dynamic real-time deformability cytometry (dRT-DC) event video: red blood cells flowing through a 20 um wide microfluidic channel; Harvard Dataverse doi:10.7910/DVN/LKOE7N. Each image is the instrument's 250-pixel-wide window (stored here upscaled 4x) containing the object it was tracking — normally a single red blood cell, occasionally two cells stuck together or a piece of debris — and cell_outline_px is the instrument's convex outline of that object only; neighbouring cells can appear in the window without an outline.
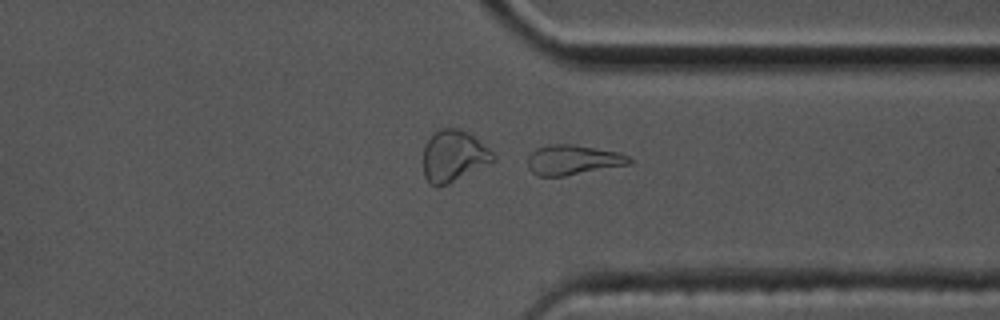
{"species": "common noctule bat (a hibernating species)", "species_latin": "Nyctalus noctula", "temperature_condition": "cold", "stored_images_in_passage": 56, "segment_of_instrument_passage": [2, 2], "camera_frame_rate_fps": 3000, "um_per_image_px": 0.085, "animal": {"sex": "male", "body_mass_g": 17.5, "forearm_length_mm": 52.3}, "frame": {"image": 1, "passage_image": 43, "time_ms": 14.0, "image_size_px": [1000, 320], "cell_outline_px": [[632, 164], [564, 176], [536, 176], [528, 168], [528, 156], [536, 148], [548, 144], [572, 144], [620, 152], [632, 156]], "centroid_in_image_um": [48.74, 13.59], "position_along_channel_um": 362.7, "area_um2": 17.98}}